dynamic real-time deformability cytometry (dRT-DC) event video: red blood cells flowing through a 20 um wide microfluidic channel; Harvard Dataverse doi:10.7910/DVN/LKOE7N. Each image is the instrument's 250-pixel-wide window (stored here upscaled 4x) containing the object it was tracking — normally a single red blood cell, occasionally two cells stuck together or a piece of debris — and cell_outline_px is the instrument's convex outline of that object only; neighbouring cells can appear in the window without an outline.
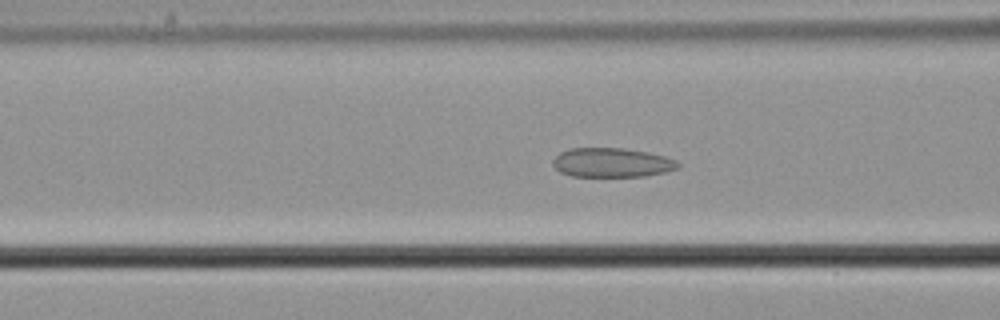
{"species": "common noctule bat (a hibernating species)", "species_latin": "Nyctalus noctula", "temperature_condition": "cold", "stored_images_in_passage": 54, "camera_frame_rate_fps": 3000, "um_per_image_px": 0.085, "animal": {"sex": "male", "body_mass_g": 21.5, "forearm_length_mm": 52.0}, "frame": {"image": 1, "passage_image": 20, "time_ms": 6.333, "image_size_px": [1000, 320], "cell_outline_px": [[680, 168], [664, 172], [644, 176], [572, 176], [560, 172], [552, 164], [552, 160], [560, 152], [568, 148], [624, 148], [648, 152], [664, 156], [676, 160], [680, 164]], "centroid_in_image_um": [52.01, 13.81], "position_along_channel_um": 114.6, "area_um2": 21.39}}
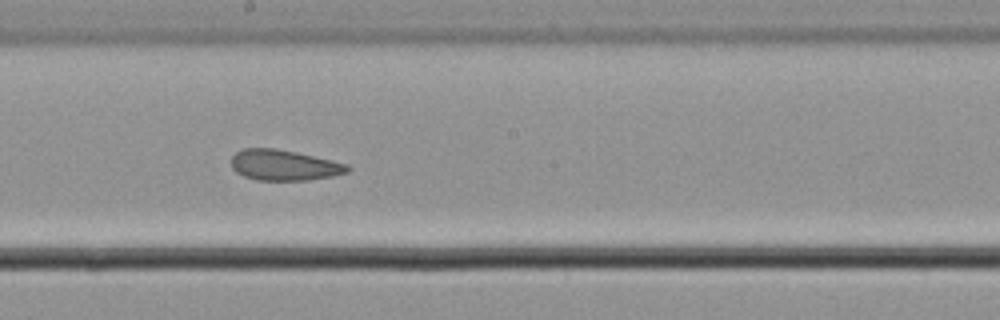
{"frame": {"image": 2, "passage_image": 29, "time_ms": 9.333, "image_size_px": [1000, 320], "cell_outline_px": [[352, 168], [348, 172], [332, 176], [308, 180], [256, 180], [244, 176], [236, 172], [232, 168], [232, 156], [240, 148], [276, 148], [296, 152], [332, 160], [348, 164]], "centroid_in_image_um": [24.15, 14.03], "position_along_channel_um": 224.1, "area_um2": 20.87}}
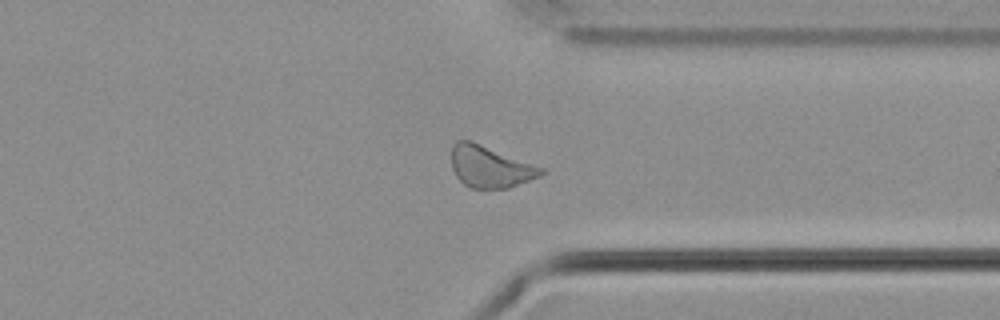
{"frame": {"image": 3, "passage_image": 41, "time_ms": 13.333, "image_size_px": [1000, 320], "cell_outline_px": [[544, 172], [540, 176], [508, 188], [468, 188], [456, 176], [452, 168], [452, 144], [456, 140], [472, 140], [544, 168]], "centroid_in_image_um": [41.63, 14.16], "position_along_channel_um": 369.8, "area_um2": 21.79}, "authors_computed_cell_mechanics": {"area_um2": 22.2241, "velocity_mm_per_s": 3.6544, "shape_relaxation_time_tau1_ms": null, "shape_relaxation_time_tau2_ms": 3.4182, "deformation_change_tau1": null, "deformation_change_tau2": 0.0925}}